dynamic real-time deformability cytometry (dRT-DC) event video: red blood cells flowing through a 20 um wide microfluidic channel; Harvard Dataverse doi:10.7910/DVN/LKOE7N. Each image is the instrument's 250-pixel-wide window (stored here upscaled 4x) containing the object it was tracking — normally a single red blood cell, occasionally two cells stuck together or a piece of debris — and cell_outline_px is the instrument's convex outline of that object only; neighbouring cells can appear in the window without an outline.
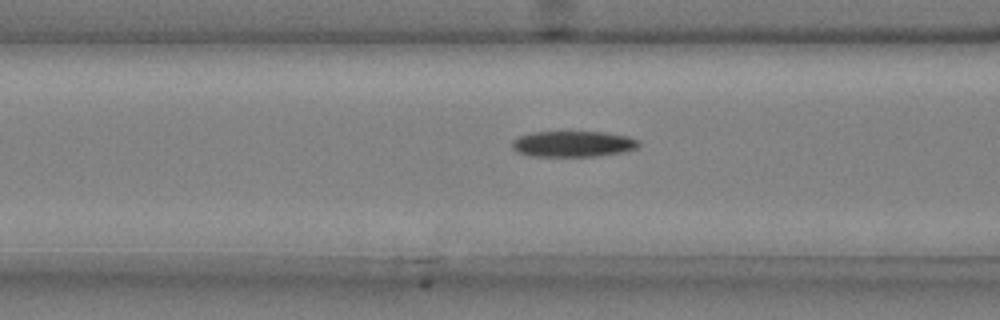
{"species": "common noctule bat (a hibernating species)", "species_latin": "Nyctalus noctula", "temperature_condition": "cold", "stored_images_in_passage": 22, "camera_frame_rate_fps": 3000, "um_per_image_px": 0.085, "animal": {"sex": "male", "body_mass_g": 20.4}, "frame": {"image": 1, "passage_image": 16, "time_ms": 5.0, "image_size_px": [1000, 320], "cell_outline_px": [[640, 144], [636, 148], [620, 152], [600, 156], [528, 156], [516, 152], [512, 148], [512, 140], [520, 136], [532, 132], [604, 132], [628, 136], [640, 140]], "centroid_in_image_um": [48.69, 12.23], "position_along_channel_um": 117.9, "area_um2": 19.19}}
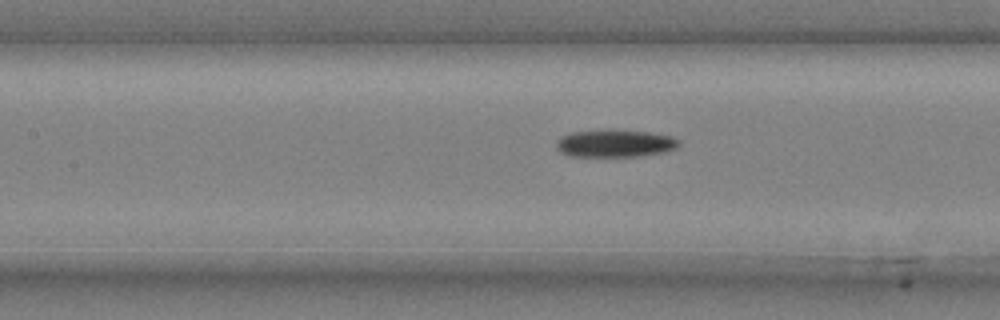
{"frame": {"image": 2, "passage_image": 19, "time_ms": 6.0, "image_size_px": [1000, 320], "cell_outline_px": [[680, 144], [676, 148], [668, 152], [640, 156], [572, 156], [560, 152], [556, 148], [556, 140], [560, 136], [572, 132], [648, 132], [672, 136], [680, 140]], "centroid_in_image_um": [52.31, 12.23], "position_along_channel_um": 155.1, "area_um2": 19.07}}